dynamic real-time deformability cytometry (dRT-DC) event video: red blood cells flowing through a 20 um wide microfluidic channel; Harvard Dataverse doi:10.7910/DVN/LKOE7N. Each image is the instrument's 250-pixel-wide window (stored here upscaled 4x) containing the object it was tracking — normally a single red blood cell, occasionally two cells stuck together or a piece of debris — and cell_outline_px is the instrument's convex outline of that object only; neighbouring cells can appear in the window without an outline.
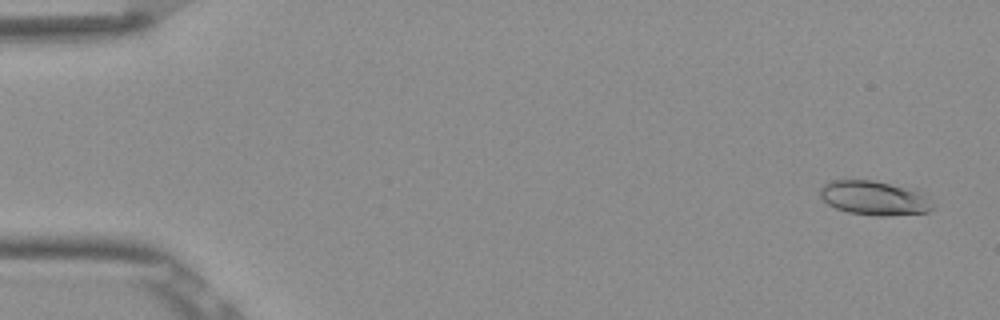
{"species": "Egyptian fruit bat (a non-hibernating species)", "species_latin": "Rousettus aegyptiacus", "temperature_condition": "room temperature", "stored_images_in_passage": 15, "camera_frame_rate_fps": 3000, "um_per_image_px": 0.085, "frame": {"image": 1, "passage_image": 3, "time_ms": 0.667, "image_size_px": [1000, 320], "cell_outline_px": [[932, 208], [928, 212], [888, 216], [876, 216], [848, 212], [836, 208], [828, 204], [820, 196], [820, 188], [828, 180], [872, 180], [916, 188], [932, 204]], "centroid_in_image_um": [74.3, 16.82], "position_along_channel_um": 10.7, "area_um2": 22.6}}